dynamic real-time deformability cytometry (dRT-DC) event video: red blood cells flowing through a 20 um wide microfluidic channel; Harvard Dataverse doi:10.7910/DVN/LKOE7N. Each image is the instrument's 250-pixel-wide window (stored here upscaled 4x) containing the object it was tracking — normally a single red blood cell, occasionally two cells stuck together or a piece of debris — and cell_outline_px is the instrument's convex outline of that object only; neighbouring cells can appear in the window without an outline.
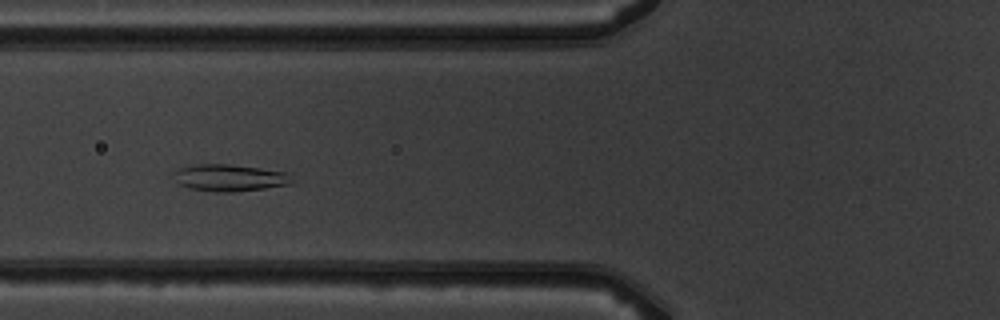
{"species": "common noctule bat (a hibernating species)", "species_latin": "Nyctalus noctula", "temperature_condition": "warm", "stored_images_in_passage": 7, "camera_frame_rate_fps": 3000, "um_per_image_px": 0.085, "animal": {"sex": "male", "body_mass_g": 19.5, "forearm_length_mm": 54.6}, "frame": {"image": 1, "passage_image": 4, "time_ms": 3.667, "image_size_px": [1000, 320], "cell_outline_px": [[296, 184], [232, 192], [212, 192], [192, 188], [180, 184], [172, 172], [180, 168], [196, 164], [232, 164], [260, 168], [284, 172], [296, 180]], "centroid_in_image_um": [19.58, 15.11], "position_along_channel_um": 106.2, "area_um2": 18.55}}
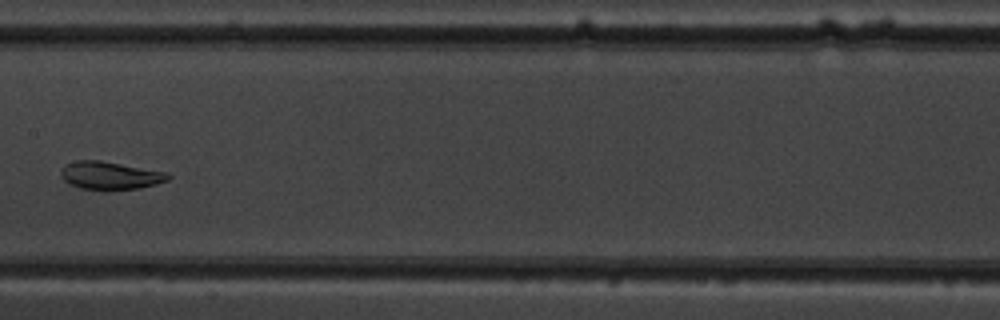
{"frame": {"image": 2, "passage_image": 6, "time_ms": 6.0, "image_size_px": [1000, 320], "cell_outline_px": [[172, 176], [168, 180], [156, 184], [140, 188], [104, 192], [80, 188], [68, 184], [60, 176], [60, 172], [68, 164], [76, 160], [100, 160], [164, 172]], "centroid_in_image_um": [9.33, 14.96], "position_along_channel_um": 198.1, "area_um2": 17.69}}
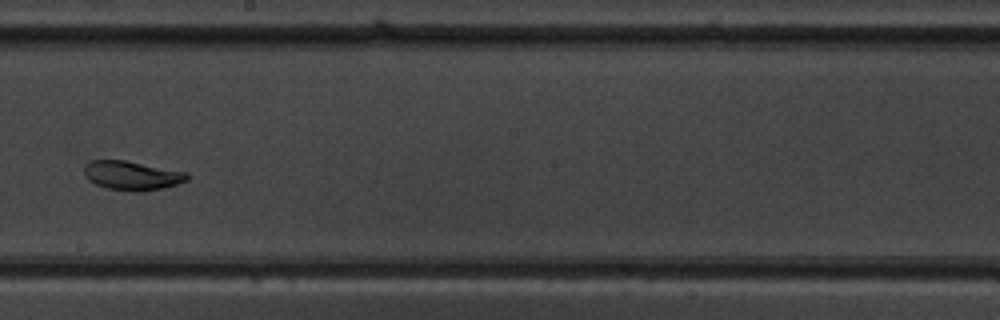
{"frame": {"image": 3, "passage_image": 7, "time_ms": 7.0, "image_size_px": [1000, 320], "cell_outline_px": [[188, 180], [176, 184], [144, 192], [136, 192], [108, 188], [96, 184], [88, 180], [84, 176], [84, 164], [88, 160], [124, 160], [188, 172]], "centroid_in_image_um": [11.18, 14.91], "position_along_channel_um": 237.0, "area_um2": 17.51}}